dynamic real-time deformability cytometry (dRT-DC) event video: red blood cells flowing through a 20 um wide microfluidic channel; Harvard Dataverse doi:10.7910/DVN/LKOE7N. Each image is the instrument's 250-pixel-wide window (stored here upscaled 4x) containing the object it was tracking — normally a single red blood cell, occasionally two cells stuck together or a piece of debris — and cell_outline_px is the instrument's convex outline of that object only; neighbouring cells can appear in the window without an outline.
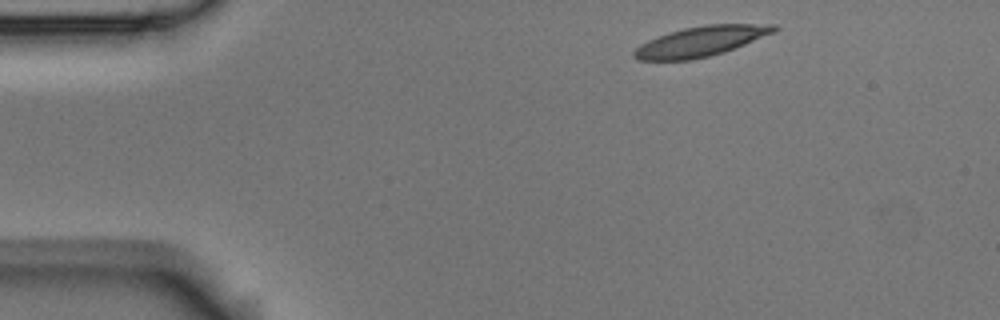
{"species": "Egyptian fruit bat (a non-hibernating species)", "species_latin": "Rousettus aegyptiacus", "temperature_condition": "room temperature", "stored_images_in_passage": 4, "camera_frame_rate_fps": 3000, "um_per_image_px": 0.085, "animal": {"sex": "male"}, "frame": {"image": 1, "passage_image": 1, "time_ms": 0.0, "image_size_px": [1000, 320], "cell_outline_px": [[780, 28], [776, 32], [724, 52], [692, 60], [636, 60], [632, 56], [632, 52], [640, 44], [656, 36], [668, 32], [684, 28], [704, 24], [776, 24]], "centroid_in_image_um": [59.57, 3.51], "position_along_channel_um": 25.4, "area_um2": 24.74}}